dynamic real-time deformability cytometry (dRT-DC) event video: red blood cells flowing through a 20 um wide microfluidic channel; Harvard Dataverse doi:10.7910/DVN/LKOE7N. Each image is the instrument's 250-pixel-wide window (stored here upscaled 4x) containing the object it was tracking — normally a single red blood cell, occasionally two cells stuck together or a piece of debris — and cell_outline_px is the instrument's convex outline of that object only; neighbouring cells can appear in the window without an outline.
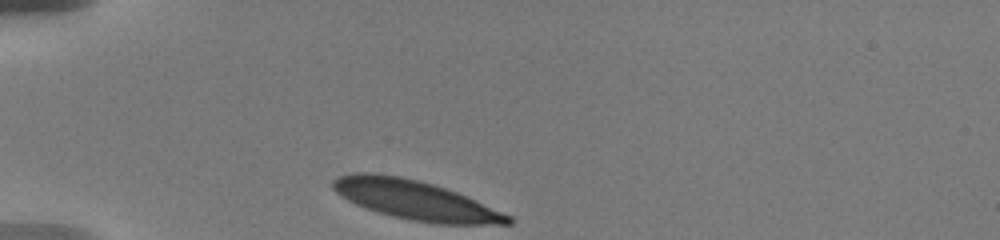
{"species": "human", "species_latin": "Homo sapiens", "temperature_condition": "warm", "stored_images_in_passage": 4, "camera_frame_rate_fps": 3000, "um_per_image_px": 0.085, "donor": {"sex": "male"}, "frame": {"image": 1, "passage_image": 1, "time_ms": 0.0, "image_size_px": [1000, 240], "cell_outline_px": [[516, 220], [512, 224], [436, 224], [412, 220], [392, 216], [376, 212], [356, 204], [348, 200], [336, 192], [332, 188], [332, 180], [336, 176], [352, 172], [376, 172], [400, 176], [432, 184], [456, 192], [512, 216]], "centroid_in_image_um": [35.26, 17.0], "position_along_channel_um": 49.7, "area_um2": 40.06}}